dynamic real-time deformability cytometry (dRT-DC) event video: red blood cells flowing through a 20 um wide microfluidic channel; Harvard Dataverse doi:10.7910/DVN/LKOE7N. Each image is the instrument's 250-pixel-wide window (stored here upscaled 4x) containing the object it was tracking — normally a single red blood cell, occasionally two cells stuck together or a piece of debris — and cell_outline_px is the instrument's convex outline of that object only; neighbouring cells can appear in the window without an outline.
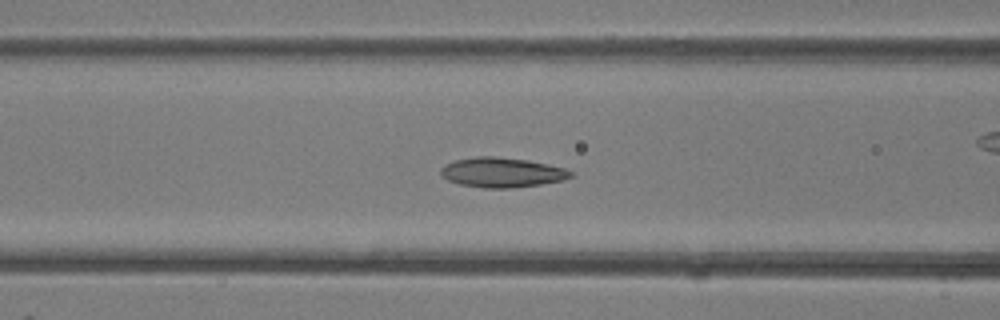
{"species": "common noctule bat (a hibernating species)", "species_latin": "Nyctalus noctula", "temperature_condition": "room temperature", "stored_images_in_passage": 41, "camera_frame_rate_fps": 3000, "um_per_image_px": 0.085, "animal": {"sex": "female"}, "frame": {"image": 1, "passage_image": 16, "time_ms": 5.0, "image_size_px": [1000, 320], "cell_outline_px": [[576, 176], [564, 180], [540, 184], [512, 188], [484, 188], [460, 184], [448, 180], [440, 176], [440, 168], [444, 164], [456, 160], [476, 156], [492, 156], [528, 160], [548, 164], [564, 168], [576, 172]], "centroid_in_image_um": [42.69, 14.66], "position_along_channel_um": 123.9, "area_um2": 22.83}}
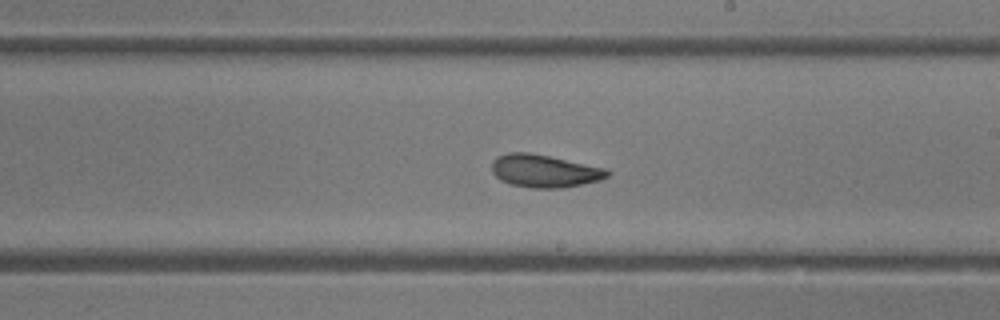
{"frame": {"image": 2, "passage_image": 23, "time_ms": 7.333, "image_size_px": [1000, 320], "cell_outline_px": [[612, 172], [608, 176], [600, 180], [564, 188], [532, 188], [508, 184], [500, 180], [492, 172], [492, 160], [496, 156], [508, 152], [528, 152], [608, 168]], "centroid_in_image_um": [46.27, 14.53], "position_along_channel_um": 242.7, "area_um2": 22.31}}
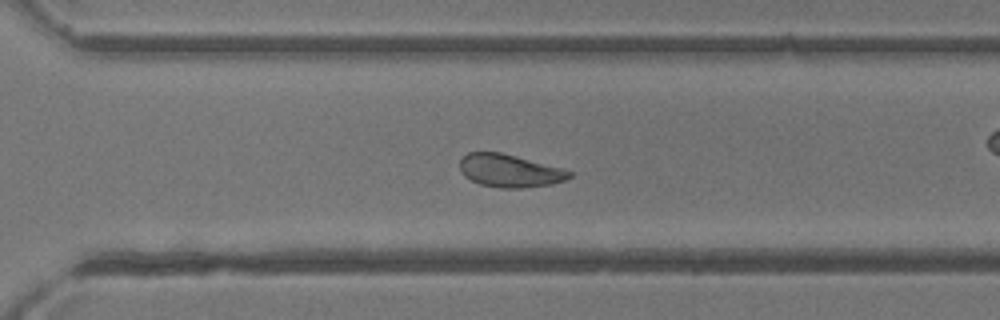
{"frame": {"image": 3, "passage_image": 28, "time_ms": 9.0, "image_size_px": [1000, 320], "cell_outline_px": [[572, 176], [564, 180], [552, 184], [520, 188], [500, 188], [480, 184], [464, 176], [460, 168], [460, 160], [468, 152], [500, 152], [516, 156], [560, 168], [572, 172]], "centroid_in_image_um": [43.3, 14.52], "position_along_channel_um": 327.3, "area_um2": 20.69}}